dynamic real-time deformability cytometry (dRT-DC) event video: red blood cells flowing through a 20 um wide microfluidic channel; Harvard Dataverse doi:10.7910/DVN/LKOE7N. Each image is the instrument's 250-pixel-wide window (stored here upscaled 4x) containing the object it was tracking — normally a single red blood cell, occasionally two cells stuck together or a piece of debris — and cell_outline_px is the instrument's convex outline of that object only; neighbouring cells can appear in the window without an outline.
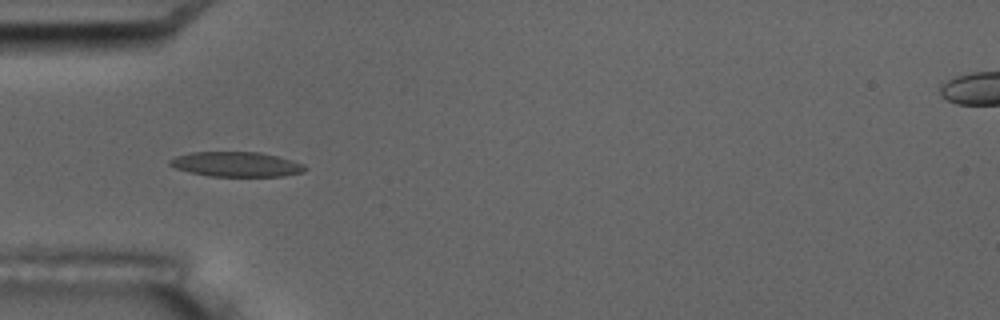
{"species": "common noctule bat (a hibernating species)", "species_latin": "Nyctalus noctula", "temperature_condition": "room temperature", "stored_images_in_passage": 6, "camera_frame_rate_fps": 3000, "um_per_image_px": 0.085, "animal": {"sex": "male", "body_mass_g": 17.5, "forearm_length_mm": 52.3}, "frame": {"image": 1, "passage_image": 5, "time_ms": 5.667, "image_size_px": [1000, 320], "cell_outline_px": [[308, 168], [304, 172], [284, 176], [208, 176], [188, 172], [176, 168], [168, 164], [168, 160], [176, 156], [192, 152], [260, 152], [292, 160], [304, 164]], "centroid_in_image_um": [20.09, 13.97], "position_along_channel_um": 64.9, "area_um2": 19.65}}